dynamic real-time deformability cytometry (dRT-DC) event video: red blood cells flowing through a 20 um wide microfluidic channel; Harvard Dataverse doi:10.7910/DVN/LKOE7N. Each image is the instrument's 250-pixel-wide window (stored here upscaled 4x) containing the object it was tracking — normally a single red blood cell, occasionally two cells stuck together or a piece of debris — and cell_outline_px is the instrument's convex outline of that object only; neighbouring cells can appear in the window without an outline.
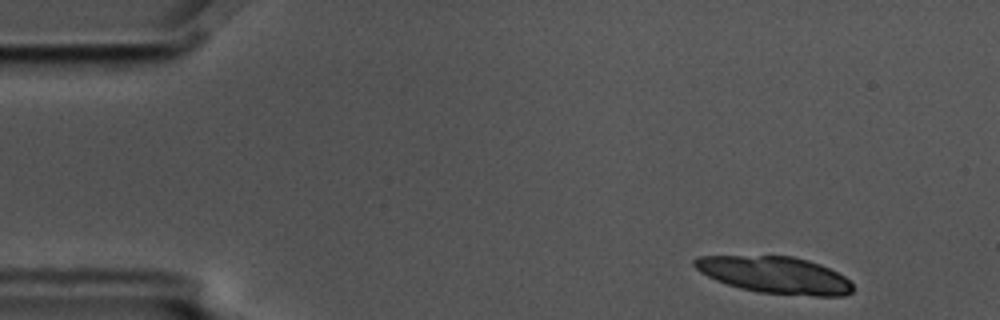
{"species": "common noctule bat (a hibernating species)", "species_latin": "Nyctalus noctula", "temperature_condition": "cold", "stored_images_in_passage": 4, "camera_frame_rate_fps": 3000, "um_per_image_px": 0.085, "animal": {"sex": "male", "body_mass_g": 17.5, "forearm_length_mm": 52.3}, "frame": {"image": 1, "passage_image": 1, "time_ms": 0.0, "image_size_px": [1000, 320], "cell_outline_px": [[852, 292], [844, 296], [816, 296], [760, 292], [740, 288], [716, 280], [700, 272], [692, 264], [692, 260], [696, 256], [792, 256], [808, 260], [820, 264], [844, 276], [852, 284]], "centroid_in_image_um": [65.85, 23.37], "position_along_channel_um": 19.1, "area_um2": 33.81}}